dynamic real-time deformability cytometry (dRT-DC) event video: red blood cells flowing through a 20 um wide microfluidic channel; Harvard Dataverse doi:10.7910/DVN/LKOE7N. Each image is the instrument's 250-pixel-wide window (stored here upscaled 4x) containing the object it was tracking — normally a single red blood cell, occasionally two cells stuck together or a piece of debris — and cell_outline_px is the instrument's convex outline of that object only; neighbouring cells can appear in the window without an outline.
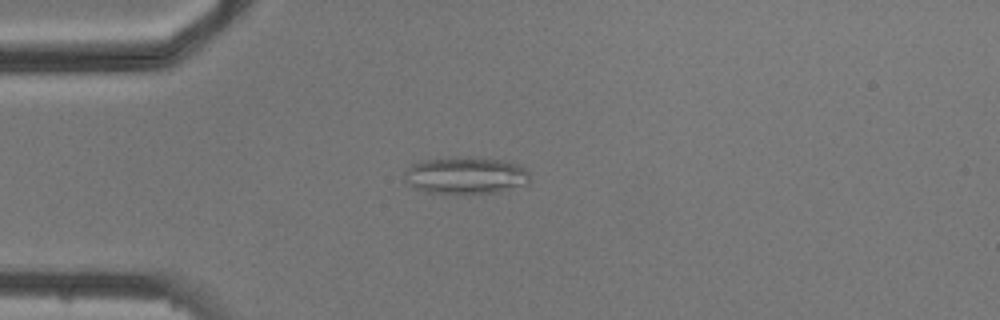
{"species": "common noctule bat (a hibernating species)", "species_latin": "Nyctalus noctula", "temperature_condition": "cold", "stored_images_in_passage": 5, "camera_frame_rate_fps": 3000, "um_per_image_px": 0.085, "animal": {"sex": "male", "body_mass_g": 20.5, "forearm_length_mm": 52.5}, "frame": {"image": 1, "passage_image": 3, "time_ms": 3.0, "image_size_px": [1000, 320], "cell_outline_px": [[528, 184], [500, 192], [428, 192], [416, 188], [408, 184], [404, 180], [404, 168], [412, 164], [424, 160], [504, 160], [516, 164], [524, 168], [528, 172]], "centroid_in_image_um": [39.56, 14.95], "position_along_channel_um": 45.4, "area_um2": 25.72}}
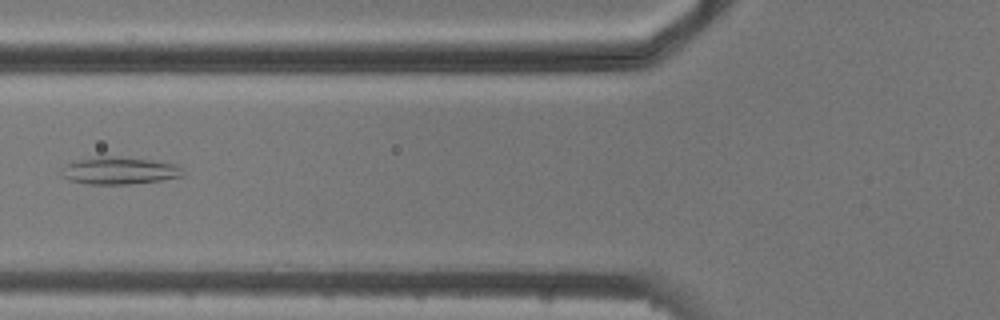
{"frame": {"image": 2, "passage_image": 5, "time_ms": 5.333, "image_size_px": [1000, 320], "cell_outline_px": [[184, 176], [160, 180], [128, 184], [88, 184], [68, 180], [60, 172], [60, 168], [64, 164], [80, 160], [100, 156], [108, 156], [152, 160], [180, 164], [184, 172]], "centroid_in_image_um": [10.16, 14.5], "position_along_channel_um": 115.6, "area_um2": 19.36}}